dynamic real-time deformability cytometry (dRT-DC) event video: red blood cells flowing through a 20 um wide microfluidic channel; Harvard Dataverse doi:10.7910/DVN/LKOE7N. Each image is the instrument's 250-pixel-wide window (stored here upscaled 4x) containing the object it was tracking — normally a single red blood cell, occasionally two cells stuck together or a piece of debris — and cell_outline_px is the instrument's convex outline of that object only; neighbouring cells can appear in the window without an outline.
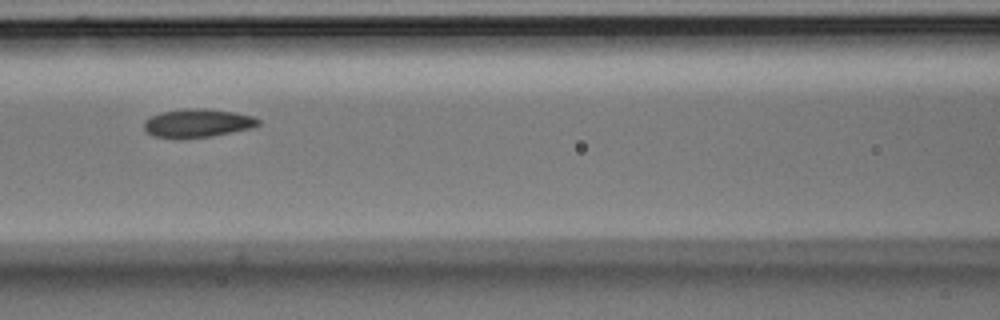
{"species": "Egyptian fruit bat (a non-hibernating species)", "species_latin": "Rousettus aegyptiacus", "temperature_condition": "room temperature", "stored_images_in_passage": 8, "camera_frame_rate_fps": 3000, "um_per_image_px": 0.085, "animal": {"sex": "male"}, "frame": {"image": 1, "passage_image": 6, "time_ms": 1.667, "image_size_px": [1000, 320], "cell_outline_px": [[260, 124], [252, 128], [212, 136], [180, 140], [176, 140], [152, 136], [144, 128], [144, 120], [160, 112], [188, 108], [204, 108], [232, 112], [252, 116], [260, 120]], "centroid_in_image_um": [16.75, 10.49], "position_along_channel_um": 149.9, "area_um2": 19.25}}
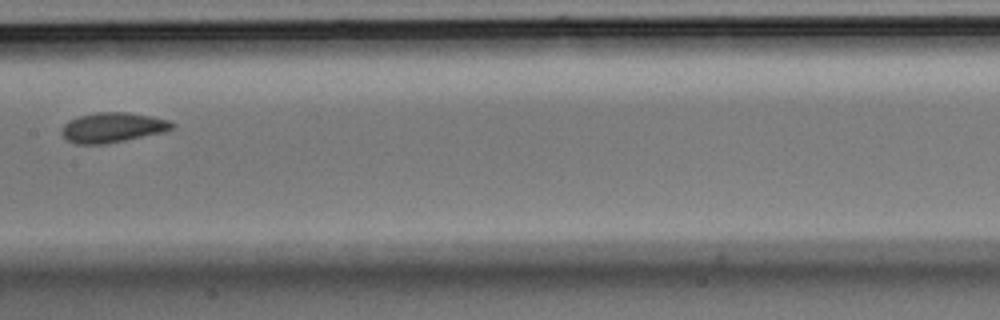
{"frame": {"image": 2, "passage_image": 7, "time_ms": 2.0, "image_size_px": [1000, 320], "cell_outline_px": [[176, 124], [172, 128], [164, 132], [104, 144], [76, 144], [68, 140], [60, 132], [64, 124], [68, 120], [80, 116], [96, 112], [128, 112], [152, 116], [168, 120]], "centroid_in_image_um": [9.57, 10.83], "position_along_channel_um": 197.8, "area_um2": 19.19}}
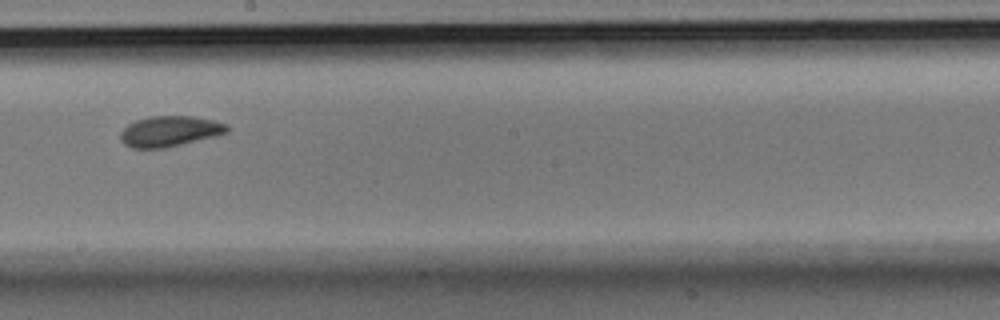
{"frame": {"image": 3, "passage_image": 8, "time_ms": 2.333, "image_size_px": [1000, 320], "cell_outline_px": [[232, 128], [228, 132], [216, 136], [164, 148], [132, 148], [124, 144], [120, 140], [120, 132], [128, 124], [136, 120], [152, 116], [192, 116], [212, 120], [228, 124]], "centroid_in_image_um": [14.44, 11.16], "position_along_channel_um": 233.8, "area_um2": 19.07}}